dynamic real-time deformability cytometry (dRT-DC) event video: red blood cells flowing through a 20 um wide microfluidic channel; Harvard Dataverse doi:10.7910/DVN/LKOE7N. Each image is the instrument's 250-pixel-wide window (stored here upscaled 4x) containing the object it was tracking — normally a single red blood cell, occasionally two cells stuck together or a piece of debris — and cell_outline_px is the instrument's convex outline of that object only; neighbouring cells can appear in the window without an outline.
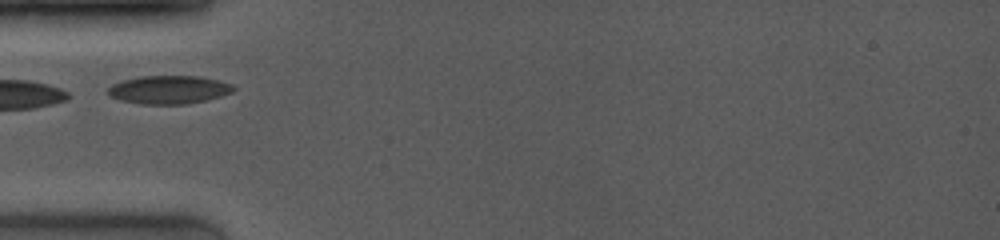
{"species": "common noctule bat (a hibernating species)", "species_latin": "Nyctalus noctula", "temperature_condition": "room temperature", "stored_images_in_passage": 15, "camera_frame_rate_fps": 4000, "um_per_image_px": 0.085, "animal": {"sex": "female", "body_mass_g": 19.0, "forearm_length_mm": 53.3}, "frame": {"image": 1, "passage_image": 1, "time_ms": 0.0, "image_size_px": [1000, 240], "cell_outline_px": [[236, 88], [232, 92], [220, 96], [188, 104], [140, 104], [120, 100], [108, 96], [108, 88], [112, 84], [120, 80], [140, 76], [200, 76], [220, 80], [232, 84]], "centroid_in_image_um": [14.33, 7.62], "position_along_channel_um": 70.7, "area_um2": 20.87}}